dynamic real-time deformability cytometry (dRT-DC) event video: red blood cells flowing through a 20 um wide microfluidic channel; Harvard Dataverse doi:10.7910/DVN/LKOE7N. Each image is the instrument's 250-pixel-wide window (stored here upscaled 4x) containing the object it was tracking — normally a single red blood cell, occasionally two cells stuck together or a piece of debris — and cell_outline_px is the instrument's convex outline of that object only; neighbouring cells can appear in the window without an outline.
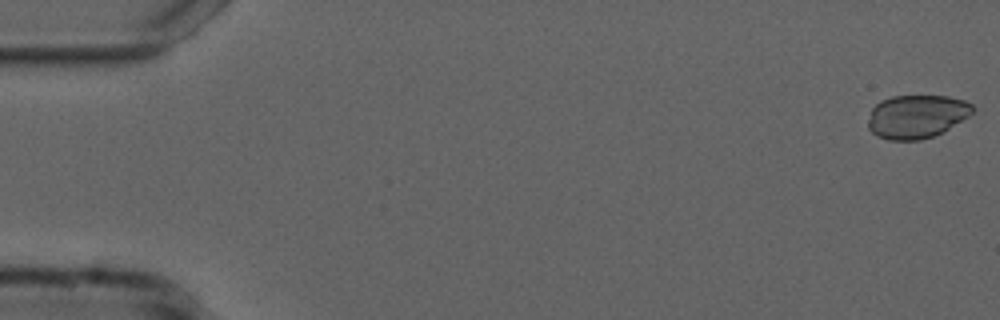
{"species": "common noctule bat (a hibernating species)", "species_latin": "Nyctalus noctula", "temperature_condition": "cold", "stored_images_in_passage": 15, "camera_frame_rate_fps": 3000, "um_per_image_px": 0.085, "animal": {"sex": "male", "forearm_length_mm": 52.5}, "frame": {"image": 1, "passage_image": 1, "time_ms": 0.0, "image_size_px": [1000, 320], "cell_outline_px": [[972, 112], [968, 116], [944, 132], [920, 140], [888, 140], [876, 136], [868, 128], [868, 120], [872, 108], [880, 100], [892, 96], [948, 96], [964, 100], [972, 104]], "centroid_in_image_um": [77.89, 9.9], "position_along_channel_um": 7.1, "area_um2": 26.47}}